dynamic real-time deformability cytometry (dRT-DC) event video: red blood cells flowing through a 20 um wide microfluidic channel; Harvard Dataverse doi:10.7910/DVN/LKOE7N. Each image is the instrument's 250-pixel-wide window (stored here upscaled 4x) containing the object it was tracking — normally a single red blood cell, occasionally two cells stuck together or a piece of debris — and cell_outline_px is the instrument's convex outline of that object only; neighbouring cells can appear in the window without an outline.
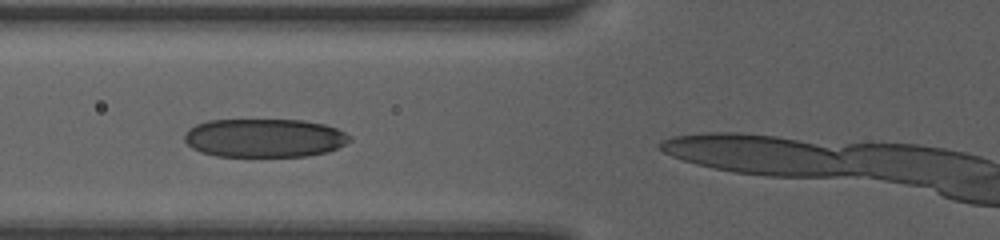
{"species": "human", "species_latin": "Homo sapiens", "temperature_condition": "room temperature", "stored_images_in_passage": 3, "camera_frame_rate_fps": 3000, "um_per_image_px": 0.085, "donor": {"sex": "female"}, "frame": {"image": 1, "passage_image": 2, "time_ms": 0.667, "image_size_px": [1000, 240], "cell_outline_px": [[352, 140], [328, 152], [308, 156], [216, 156], [200, 152], [192, 148], [184, 140], [184, 132], [188, 128], [196, 124], [208, 120], [304, 120], [324, 124], [336, 128], [352, 136]], "centroid_in_image_um": [22.46, 11.72], "position_along_channel_um": 103.3, "area_um2": 37.4}}